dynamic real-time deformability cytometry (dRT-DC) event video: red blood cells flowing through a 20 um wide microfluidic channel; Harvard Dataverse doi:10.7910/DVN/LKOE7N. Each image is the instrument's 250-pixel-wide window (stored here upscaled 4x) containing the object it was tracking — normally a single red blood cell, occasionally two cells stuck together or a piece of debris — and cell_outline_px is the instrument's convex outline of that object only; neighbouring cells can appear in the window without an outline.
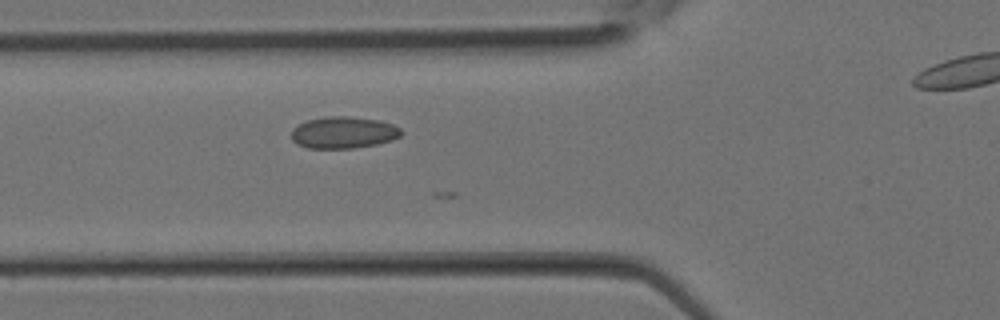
{"species": "Egyptian fruit bat (a non-hibernating species)", "species_latin": "Rousettus aegyptiacus", "temperature_condition": "room temperature", "stored_images_in_passage": 16, "camera_frame_rate_fps": 3000, "um_per_image_px": 0.085, "animal": {"sex": "female"}, "frame": {"image": 1, "passage_image": 5, "time_ms": 1.333, "image_size_px": [1000, 320], "cell_outline_px": [[404, 132], [400, 136], [392, 140], [376, 144], [352, 148], [308, 148], [296, 144], [292, 140], [292, 128], [308, 120], [324, 116], [348, 116], [380, 120], [392, 124], [400, 128]], "centroid_in_image_um": [29.2, 11.26], "position_along_channel_um": 96.6, "area_um2": 20.4}}
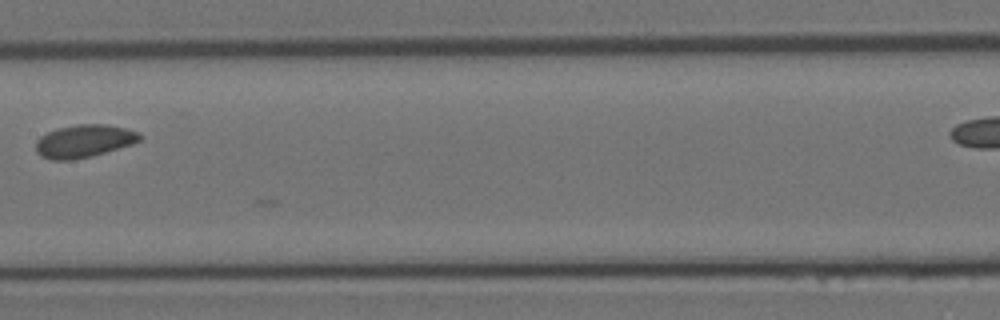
{"frame": {"image": 2, "passage_image": 10, "time_ms": 3.0, "image_size_px": [1000, 320], "cell_outline_px": [[144, 136], [140, 140], [132, 144], [92, 156], [72, 160], [52, 160], [40, 156], [36, 152], [36, 140], [40, 136], [56, 128], [76, 124], [104, 124], [124, 128], [140, 132]], "centroid_in_image_um": [7.13, 11.99], "position_along_channel_um": 200.3, "area_um2": 20.0}}
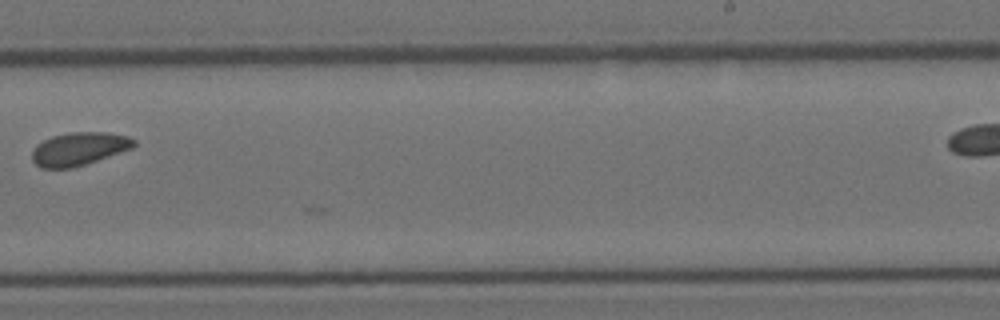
{"frame": {"image": 3, "passage_image": 14, "time_ms": 4.333, "image_size_px": [1000, 320], "cell_outline_px": [[136, 144], [132, 148], [72, 168], [40, 168], [32, 160], [32, 152], [36, 144], [52, 136], [68, 132], [108, 132], [128, 136], [136, 140]], "centroid_in_image_um": [6.7, 12.64], "position_along_channel_um": 282.3, "area_um2": 19.59}}